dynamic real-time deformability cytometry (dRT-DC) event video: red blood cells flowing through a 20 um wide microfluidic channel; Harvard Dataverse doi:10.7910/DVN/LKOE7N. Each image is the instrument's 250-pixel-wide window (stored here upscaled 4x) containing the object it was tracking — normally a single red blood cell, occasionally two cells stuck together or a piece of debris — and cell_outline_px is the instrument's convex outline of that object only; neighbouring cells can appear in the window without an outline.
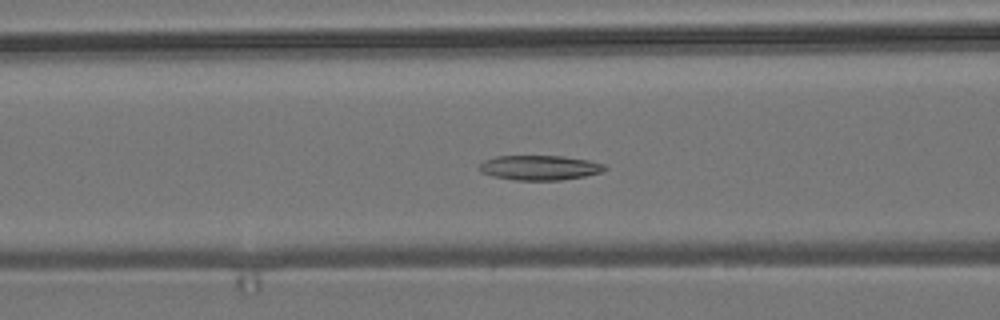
{"species": "common noctule bat (a hibernating species)", "species_latin": "Nyctalus noctula", "temperature_condition": "room temperature", "stored_images_in_passage": 47, "camera_frame_rate_fps": 3000, "um_per_image_px": 0.085, "animal": {"sex": "male", "body_mass_g": 19.2, "forearm_length_mm": 51.8}, "frame": {"image": 1, "passage_image": 14, "time_ms": 4.333, "image_size_px": [1000, 320], "cell_outline_px": [[608, 168], [600, 172], [584, 176], [560, 180], [516, 180], [492, 176], [480, 172], [480, 164], [484, 160], [496, 156], [564, 156], [588, 160], [604, 164]], "centroid_in_image_um": [45.86, 14.25], "position_along_channel_um": 120.7, "area_um2": 18.03}}
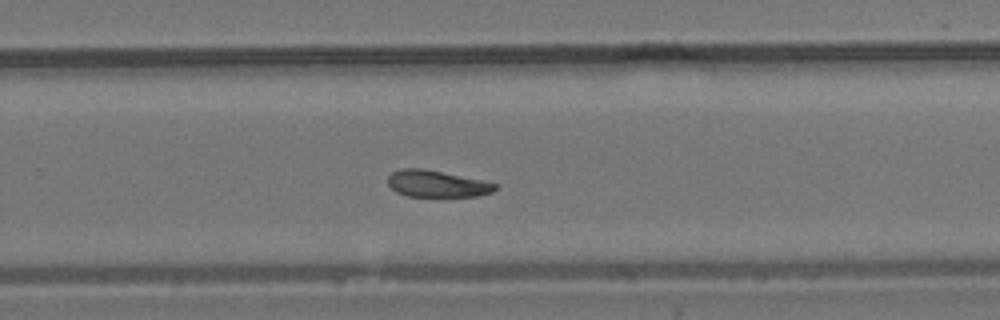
{"frame": {"image": 2, "passage_image": 28, "time_ms": 9.0, "image_size_px": [1000, 320], "cell_outline_px": [[500, 188], [492, 192], [480, 196], [408, 196], [396, 192], [388, 184], [388, 176], [392, 172], [400, 168], [420, 168], [500, 184]], "centroid_in_image_um": [37.15, 15.63], "position_along_channel_um": 292.6, "area_um2": 16.59}}
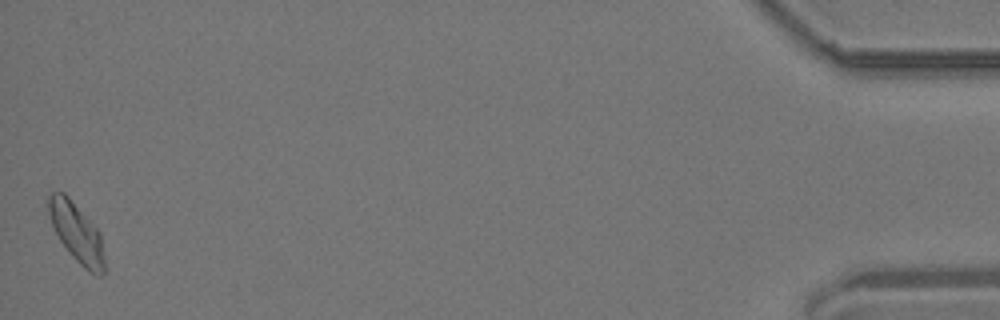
{"frame": {"image": 3, "passage_image": 47, "time_ms": 15.333, "image_size_px": [1000, 320], "cell_outline_px": [[104, 272], [100, 276], [88, 272], [72, 256], [60, 240], [52, 224], [48, 212], [48, 196], [52, 192], [64, 192], [68, 196], [100, 232], [104, 256]], "centroid_in_image_um": [6.52, 19.78], "position_along_channel_um": 428.7, "area_um2": 19.02}}